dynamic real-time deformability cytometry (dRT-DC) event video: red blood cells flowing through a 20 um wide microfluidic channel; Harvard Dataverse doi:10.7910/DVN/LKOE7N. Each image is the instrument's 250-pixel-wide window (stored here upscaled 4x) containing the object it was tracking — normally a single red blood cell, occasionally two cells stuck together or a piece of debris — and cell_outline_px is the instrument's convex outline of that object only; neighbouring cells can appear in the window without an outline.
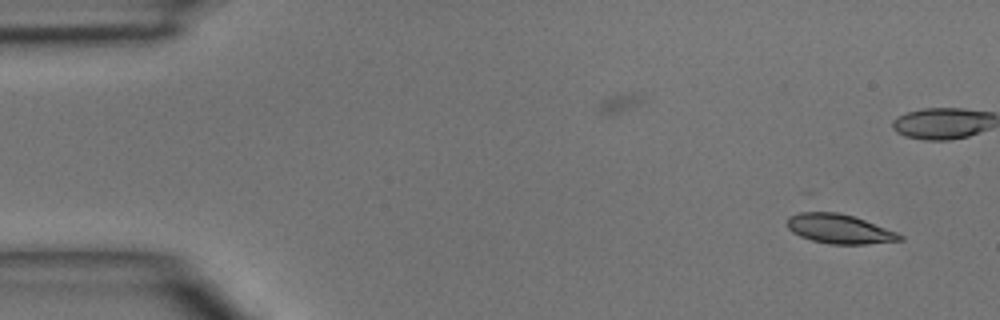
{"species": "common noctule bat (a hibernating species)", "species_latin": "Nyctalus noctula", "temperature_condition": "room temperature", "stored_images_in_passage": 5, "camera_frame_rate_fps": 3000, "um_per_image_px": 0.085, "animal": {"sex": "male", "body_mass_g": 15.6}, "frame": {"image": 1, "passage_image": 1, "time_ms": 0.0, "image_size_px": [1000, 320], "cell_outline_px": [[904, 240], [868, 244], [832, 244], [812, 240], [800, 236], [792, 232], [788, 228], [788, 216], [808, 208], [812, 208], [836, 212], [852, 216], [864, 220], [896, 232], [904, 236]], "centroid_in_image_um": [71.27, 19.41], "position_along_channel_um": 13.7, "area_um2": 19.71}}
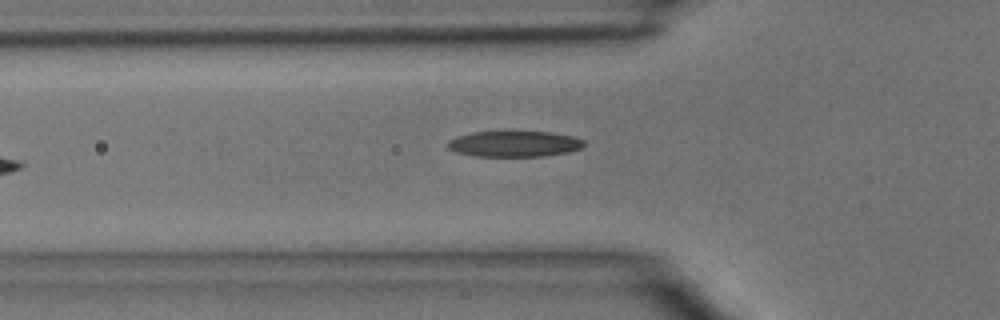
{"frame": {"image": 2, "passage_image": 5, "time_ms": 5.333, "image_size_px": [1000, 320], "cell_outline_px": [[584, 144], [580, 148], [568, 152], [544, 156], [476, 156], [456, 152], [448, 148], [448, 140], [456, 136], [472, 132], [504, 128], [552, 132], [572, 136], [584, 140]], "centroid_in_image_um": [43.68, 12.17], "position_along_channel_um": 82.1, "area_um2": 21.56}}